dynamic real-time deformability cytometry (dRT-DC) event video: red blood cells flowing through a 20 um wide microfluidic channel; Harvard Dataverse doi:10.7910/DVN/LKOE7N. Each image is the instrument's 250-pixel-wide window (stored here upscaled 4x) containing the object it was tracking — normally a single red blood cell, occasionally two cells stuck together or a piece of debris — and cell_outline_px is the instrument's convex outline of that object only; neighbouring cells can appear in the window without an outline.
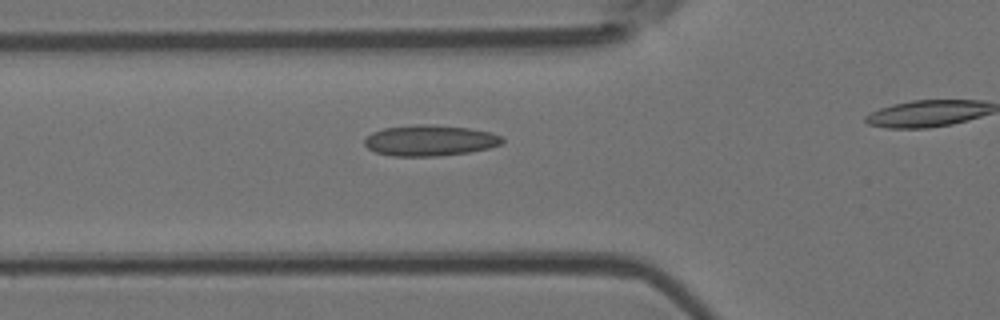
{"species": "Egyptian fruit bat (a non-hibernating species)", "species_latin": "Rousettus aegyptiacus", "temperature_condition": "room temperature", "stored_images_in_passage": 17, "camera_frame_rate_fps": 3000, "um_per_image_px": 0.085, "animal": {"sex": "female"}, "frame": {"image": 1, "passage_image": 12, "time_ms": 3.667, "image_size_px": [1000, 320], "cell_outline_px": [[504, 140], [500, 144], [488, 148], [468, 152], [436, 156], [392, 156], [376, 152], [368, 148], [364, 144], [364, 140], [372, 132], [384, 128], [420, 124], [428, 124], [468, 128], [492, 132], [500, 136]], "centroid_in_image_um": [36.52, 11.94], "position_along_channel_um": 89.3, "area_um2": 24.57}}
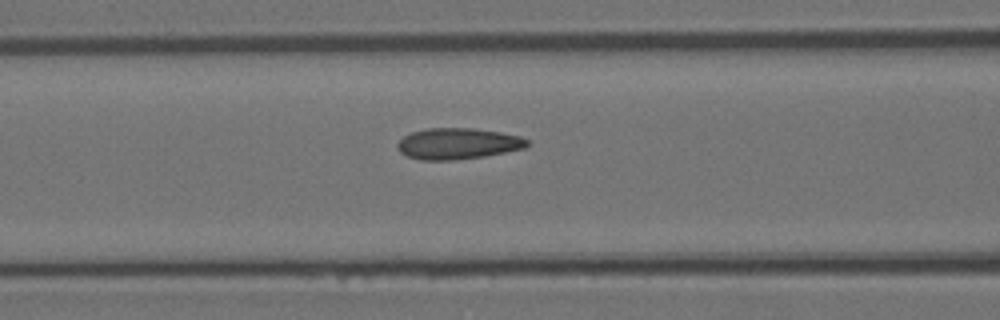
{"frame": {"image": 2, "passage_image": 15, "time_ms": 4.667, "image_size_px": [1000, 320], "cell_outline_px": [[528, 144], [524, 148], [484, 156], [452, 160], [420, 160], [408, 156], [400, 152], [396, 148], [396, 144], [404, 136], [412, 132], [428, 128], [472, 128], [500, 132], [520, 136], [528, 140]], "centroid_in_image_um": [38.88, 12.21], "position_along_channel_um": 127.7, "area_um2": 23.41}}